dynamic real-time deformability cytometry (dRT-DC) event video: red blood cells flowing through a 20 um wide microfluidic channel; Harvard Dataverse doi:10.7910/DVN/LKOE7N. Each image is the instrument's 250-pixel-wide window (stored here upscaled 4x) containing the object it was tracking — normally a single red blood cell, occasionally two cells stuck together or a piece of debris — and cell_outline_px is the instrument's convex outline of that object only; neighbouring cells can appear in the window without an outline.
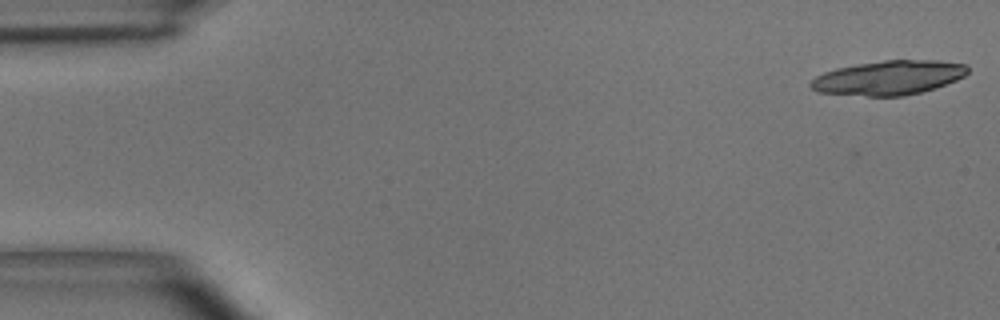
{"species": "common noctule bat (a hibernating species)", "species_latin": "Nyctalus noctula", "temperature_condition": "room temperature", "stored_images_in_passage": 10, "camera_frame_rate_fps": 3000, "um_per_image_px": 0.085, "animal": {"sex": "male", "body_mass_g": 15.6}, "frame": {"image": 1, "passage_image": 1, "time_ms": 0.0, "image_size_px": [1000, 320], "cell_outline_px": [[968, 72], [964, 76], [956, 80], [936, 88], [904, 96], [868, 96], [816, 92], [808, 84], [816, 76], [824, 72], [836, 68], [856, 64], [884, 60], [940, 60], [968, 64]], "centroid_in_image_um": [75.55, 6.6], "position_along_channel_um": 9.4, "area_um2": 31.56}}